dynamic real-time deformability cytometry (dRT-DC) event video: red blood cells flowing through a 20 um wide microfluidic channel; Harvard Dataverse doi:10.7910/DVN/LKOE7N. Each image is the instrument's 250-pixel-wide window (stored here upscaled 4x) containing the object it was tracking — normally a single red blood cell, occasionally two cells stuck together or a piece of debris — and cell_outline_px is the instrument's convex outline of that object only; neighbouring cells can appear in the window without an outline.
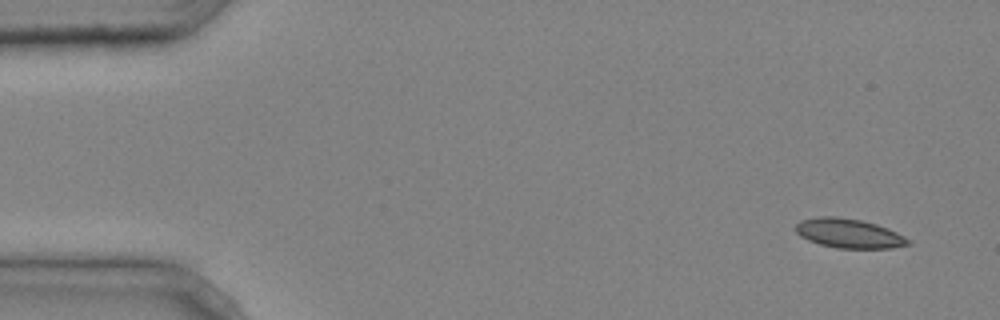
{"species": "common noctule bat (a hibernating species)", "species_latin": "Nyctalus noctula", "temperature_condition": "cold", "stored_images_in_passage": 4, "camera_frame_rate_fps": 3000, "um_per_image_px": 0.085, "animal": {"sex": "male", "body_mass_g": 20.4}, "frame": {"image": 1, "passage_image": 1, "time_ms": 0.0, "image_size_px": [1000, 320], "cell_outline_px": [[912, 244], [892, 248], [836, 248], [820, 244], [808, 240], [800, 236], [796, 232], [796, 224], [800, 220], [820, 216], [836, 216], [860, 220], [876, 224], [888, 228], [912, 240]], "centroid_in_image_um": [72.18, 19.84], "position_along_channel_um": 12.8, "area_um2": 19.31}}
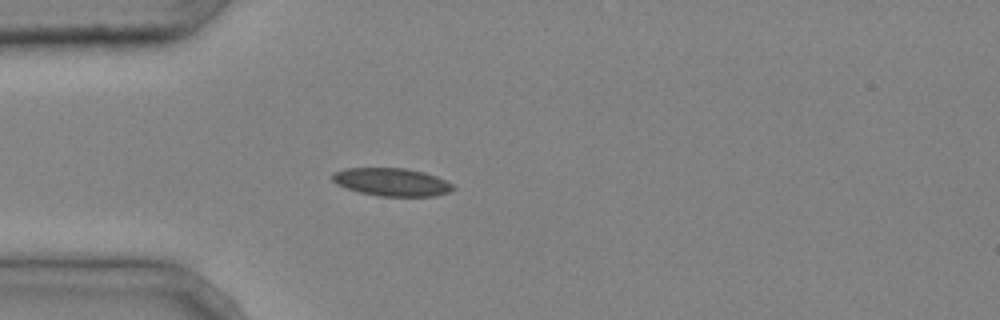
{"frame": {"image": 2, "passage_image": 4, "time_ms": 1.0, "image_size_px": [1000, 320], "cell_outline_px": [[456, 188], [452, 192], [432, 196], [380, 196], [360, 192], [336, 184], [332, 180], [332, 172], [344, 168], [404, 168], [424, 172], [436, 176], [452, 184]], "centroid_in_image_um": [33.3, 15.47], "position_along_channel_um": 51.7, "area_um2": 19.65}}